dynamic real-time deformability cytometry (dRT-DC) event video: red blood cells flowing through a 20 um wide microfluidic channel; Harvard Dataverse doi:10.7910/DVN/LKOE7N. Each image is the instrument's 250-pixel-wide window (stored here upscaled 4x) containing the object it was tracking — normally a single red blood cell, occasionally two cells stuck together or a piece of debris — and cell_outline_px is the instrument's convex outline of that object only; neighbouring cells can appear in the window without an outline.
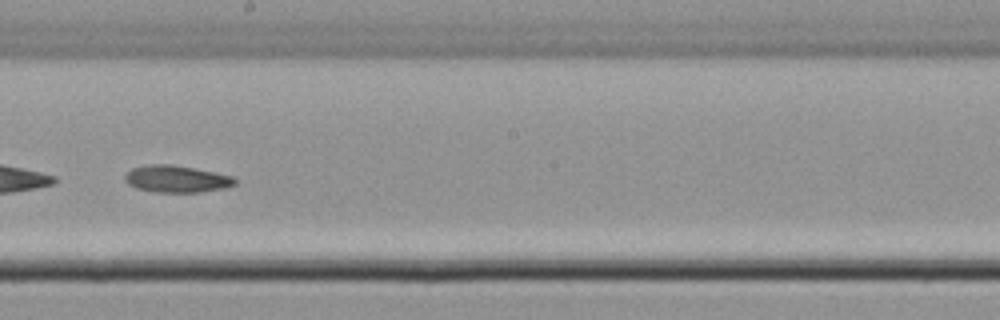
{"species": "common noctule bat (a hibernating species)", "species_latin": "Nyctalus noctula", "temperature_condition": "cold", "stored_images_in_passage": 53, "camera_frame_rate_fps": 3000, "um_per_image_px": 0.085, "animal": {"sex": "male", "body_mass_g": 21.5, "forearm_length_mm": 52.0}, "frame": {"image": 1, "passage_image": 31, "time_ms": 10.0, "image_size_px": [1000, 320], "cell_outline_px": [[236, 184], [224, 188], [200, 192], [156, 192], [136, 188], [128, 184], [124, 180], [124, 176], [132, 168], [148, 164], [172, 164], [232, 176], [236, 180]], "centroid_in_image_um": [14.97, 15.21], "position_along_channel_um": 233.2, "area_um2": 17.17}, "authors_computed_cell_mechanics": {"area_um2": 17.7446, "velocity_mm_per_s": 3.851, "shape_relaxation_time_tau1_ms": 4.1374, "shape_relaxation_time_tau2_ms": null, "deformation_change_tau1": 0.0756, "deformation_change_tau2": null}}